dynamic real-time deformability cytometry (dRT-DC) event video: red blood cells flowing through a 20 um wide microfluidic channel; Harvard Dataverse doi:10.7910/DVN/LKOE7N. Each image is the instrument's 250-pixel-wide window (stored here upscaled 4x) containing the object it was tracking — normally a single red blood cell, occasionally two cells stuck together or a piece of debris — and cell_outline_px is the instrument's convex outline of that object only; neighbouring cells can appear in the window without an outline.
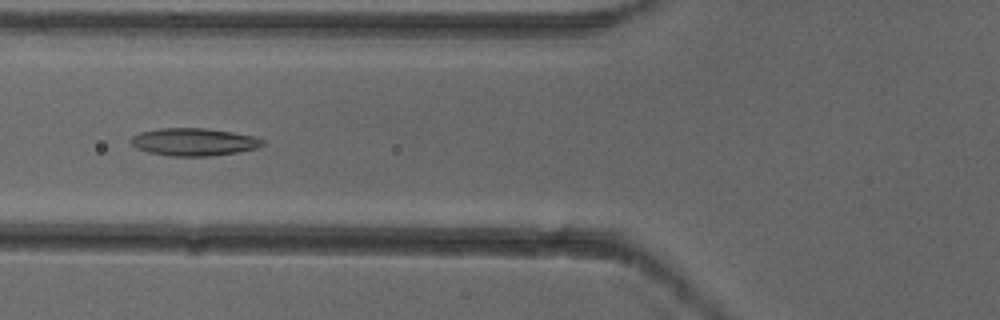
{"species": "common noctule bat (a hibernating species)", "species_latin": "Nyctalus noctula", "temperature_condition": "cold", "stored_images_in_passage": 6, "camera_frame_rate_fps": 3000, "um_per_image_px": 0.085, "animal": {"sex": "female"}, "frame": {"image": 1, "passage_image": 6, "time_ms": 1.667, "image_size_px": [1000, 320], "cell_outline_px": [[264, 144], [260, 148], [212, 156], [168, 156], [148, 152], [136, 148], [128, 140], [132, 136], [140, 132], [160, 128], [204, 128], [232, 132], [252, 136], [264, 140]], "centroid_in_image_um": [16.45, 12.07], "position_along_channel_um": 109.3, "area_um2": 21.27}}